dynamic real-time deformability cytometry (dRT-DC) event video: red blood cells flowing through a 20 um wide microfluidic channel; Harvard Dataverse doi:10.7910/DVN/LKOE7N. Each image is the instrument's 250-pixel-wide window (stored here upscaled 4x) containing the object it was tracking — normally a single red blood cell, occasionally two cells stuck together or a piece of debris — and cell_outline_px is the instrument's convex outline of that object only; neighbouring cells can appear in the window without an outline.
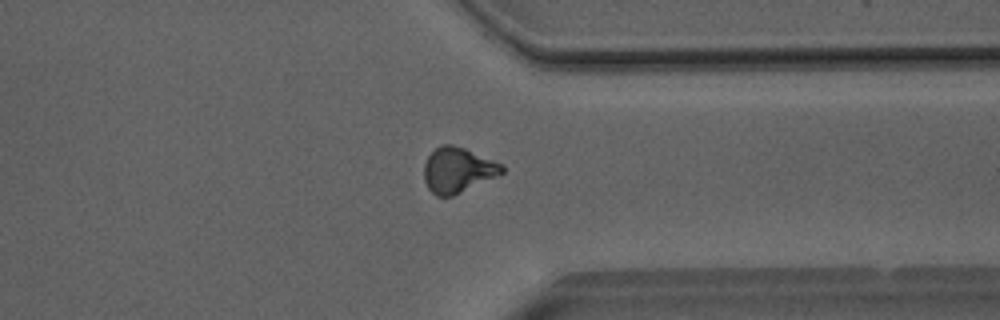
{"species": "Egyptian fruit bat (a non-hibernating species)", "species_latin": "Rousettus aegyptiacus", "temperature_condition": "room temperature", "stored_images_in_passage": 38, "camera_frame_rate_fps": 3000, "um_per_image_px": 0.085, "animal": {"sex": "male"}, "frame": {"image": 1, "passage_image": 33, "time_ms": 10.667, "image_size_px": [1000, 320], "cell_outline_px": [[504, 172], [500, 176], [452, 196], [436, 196], [428, 188], [424, 180], [424, 164], [428, 156], [436, 148], [444, 144], [452, 144], [464, 148], [504, 164]], "centroid_in_image_um": [38.94, 14.46], "position_along_channel_um": 372.5, "area_um2": 20.69}, "authors_computed_cell_mechanics": {"area_um2": 20.4034, "velocity_mm_per_s": 4.0833, "shape_relaxation_time_tau1_ms": 5.9713, "shape_relaxation_time_tau2_ms": 1.7795, "deformation_change_tau1": 0.168, "deformation_change_tau2": 0.082}}